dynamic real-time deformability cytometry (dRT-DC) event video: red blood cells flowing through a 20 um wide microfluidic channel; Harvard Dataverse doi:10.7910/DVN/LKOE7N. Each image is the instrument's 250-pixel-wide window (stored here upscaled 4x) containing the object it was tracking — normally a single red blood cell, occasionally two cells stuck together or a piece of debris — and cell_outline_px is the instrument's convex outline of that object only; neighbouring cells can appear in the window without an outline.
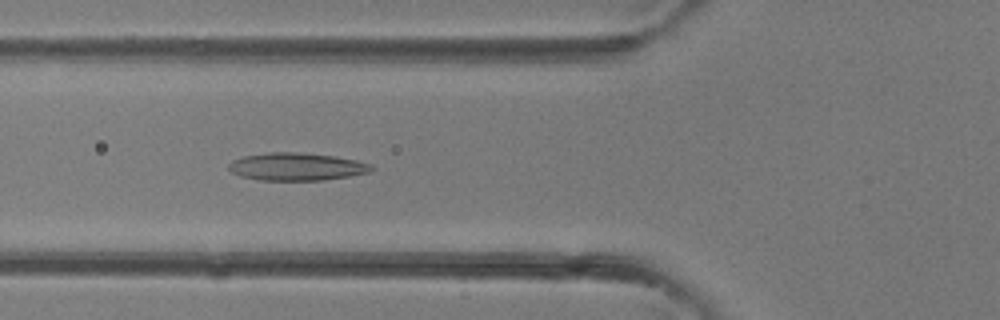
{"species": "common noctule bat (a hibernating species)", "species_latin": "Nyctalus noctula", "temperature_condition": "room temperature", "stored_images_in_passage": 37, "camera_frame_rate_fps": 3000, "um_per_image_px": 0.085, "animal": {"sex": "female"}, "frame": {"image": 1, "passage_image": 12, "time_ms": 3.667, "image_size_px": [1000, 320], "cell_outline_px": [[376, 168], [368, 172], [348, 176], [324, 180], [260, 180], [240, 176], [232, 172], [228, 168], [228, 164], [232, 160], [244, 156], [268, 152], [296, 152], [336, 156], [356, 160], [372, 164]], "centroid_in_image_um": [25.21, 14.16], "position_along_channel_um": 100.6, "area_um2": 23.06}}
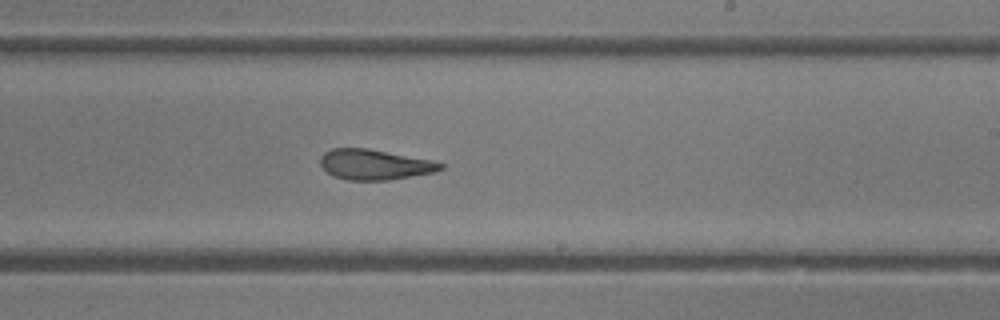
{"frame": {"image": 2, "passage_image": 21, "time_ms": 6.667, "image_size_px": [1000, 320], "cell_outline_px": [[444, 168], [432, 172], [388, 180], [348, 180], [332, 176], [320, 164], [320, 156], [324, 152], [332, 148], [368, 148], [432, 160], [444, 164]], "centroid_in_image_um": [31.81, 13.98], "position_along_channel_um": 257.2, "area_um2": 21.15}}
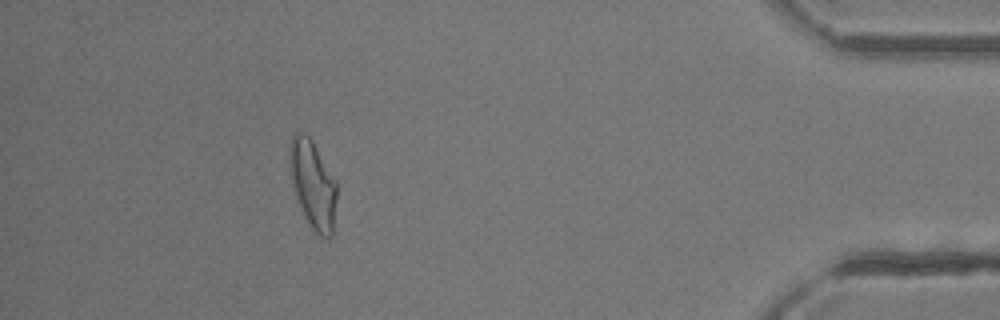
{"frame": {"image": 3, "passage_image": 33, "time_ms": 10.667, "image_size_px": [1000, 320], "cell_outline_px": [[336, 200], [332, 236], [320, 236], [312, 228], [296, 196], [292, 180], [288, 160], [288, 148], [292, 136], [296, 132], [304, 132], [312, 140], [336, 180]], "centroid_in_image_um": [26.58, 15.6], "position_along_channel_um": 408.6, "area_um2": 23.81}}